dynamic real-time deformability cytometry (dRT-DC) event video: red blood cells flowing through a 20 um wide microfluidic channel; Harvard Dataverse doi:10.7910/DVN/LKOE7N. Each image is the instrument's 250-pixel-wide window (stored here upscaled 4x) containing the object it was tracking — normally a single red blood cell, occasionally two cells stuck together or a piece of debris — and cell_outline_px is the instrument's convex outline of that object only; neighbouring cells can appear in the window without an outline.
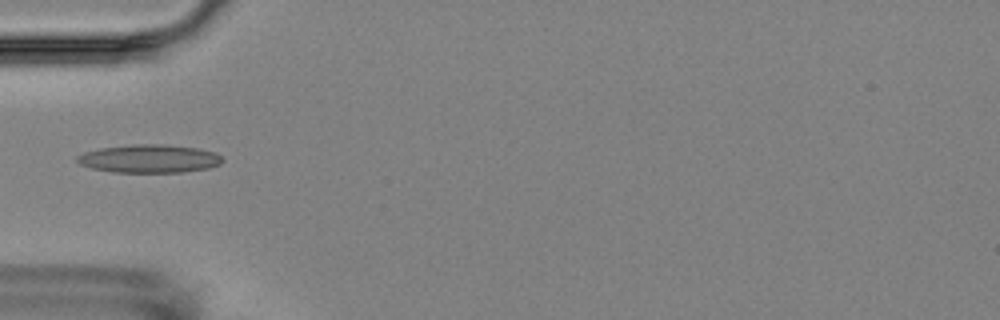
{"species": "Egyptian fruit bat (a non-hibernating species)", "species_latin": "Rousettus aegyptiacus", "temperature_condition": "room temperature", "stored_images_in_passage": 3, "camera_frame_rate_fps": 3000, "um_per_image_px": 0.085, "animal": {"sex": "female"}, "frame": {"image": 1, "passage_image": 1, "time_ms": 0.0, "image_size_px": [1000, 320], "cell_outline_px": [[224, 160], [220, 164], [208, 168], [180, 172], [112, 172], [92, 168], [80, 164], [76, 160], [76, 156], [84, 152], [100, 148], [132, 144], [160, 144], [196, 148], [216, 152]], "centroid_in_image_um": [12.67, 13.48], "position_along_channel_um": 72.3, "area_um2": 23.81}}
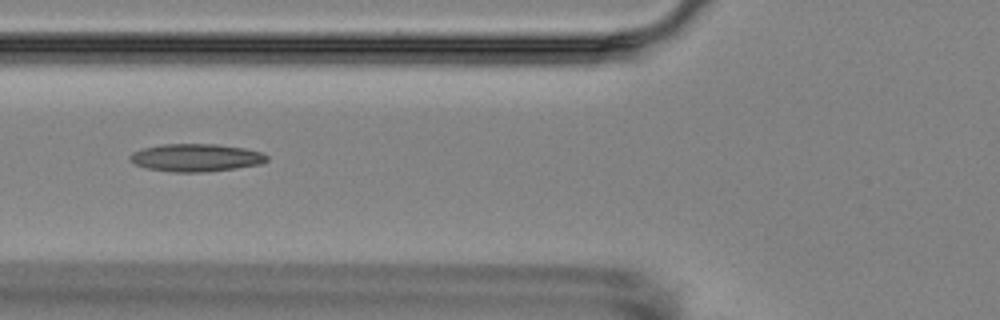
{"frame": {"image": 2, "passage_image": 2, "time_ms": 1.0, "image_size_px": [1000, 320], "cell_outline_px": [[268, 160], [264, 164], [200, 172], [172, 172], [148, 168], [136, 164], [128, 160], [128, 156], [132, 152], [144, 148], [160, 144], [216, 144], [244, 148], [264, 152], [268, 156]], "centroid_in_image_um": [16.67, 13.39], "position_along_channel_um": 109.1, "area_um2": 22.14}}
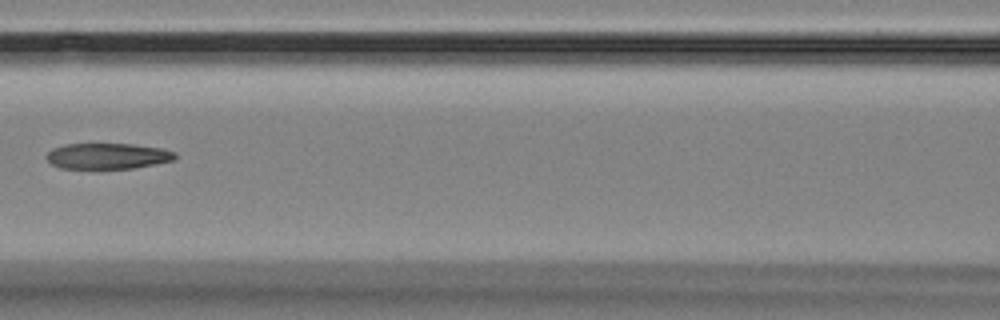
{"frame": {"image": 3, "passage_image": 3, "time_ms": 2.333, "image_size_px": [1000, 320], "cell_outline_px": [[176, 160], [156, 164], [132, 168], [60, 168], [52, 164], [44, 156], [52, 148], [64, 144], [132, 144], [164, 148], [176, 152]], "centroid_in_image_um": [9.17, 13.25], "position_along_channel_um": 157.4, "area_um2": 19.48}}